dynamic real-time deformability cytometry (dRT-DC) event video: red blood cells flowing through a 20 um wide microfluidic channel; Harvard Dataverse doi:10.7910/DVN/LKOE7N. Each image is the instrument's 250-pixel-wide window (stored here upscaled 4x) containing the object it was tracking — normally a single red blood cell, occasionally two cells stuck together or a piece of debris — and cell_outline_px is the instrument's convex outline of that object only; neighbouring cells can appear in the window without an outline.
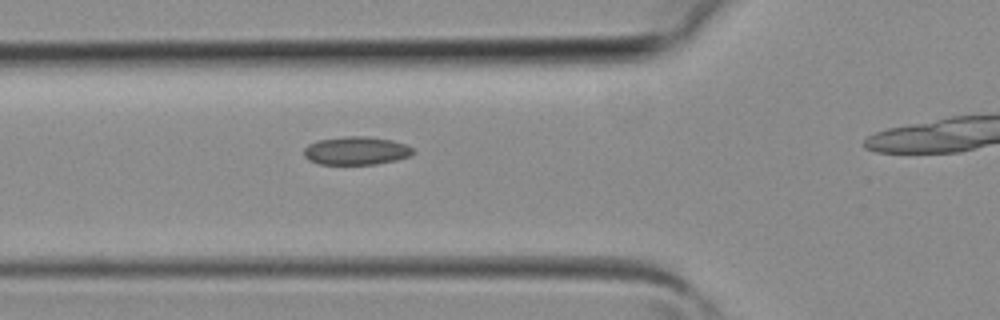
{"species": "common noctule bat (a hibernating species)", "species_latin": "Nyctalus noctula", "temperature_condition": "room temperature", "stored_images_in_passage": 20, "camera_frame_rate_fps": 3000, "um_per_image_px": 0.085, "animal": {"sex": "female", "body_mass_g": 19.3, "forearm_length_mm": 54.1}, "frame": {"image": 1, "passage_image": 2, "time_ms": 0.333, "image_size_px": [1000, 320], "cell_outline_px": [[416, 152], [408, 156], [396, 160], [376, 164], [320, 164], [308, 160], [304, 156], [304, 148], [308, 144], [316, 140], [344, 136], [364, 136], [392, 140], [404, 144], [412, 148]], "centroid_in_image_um": [30.24, 12.81], "position_along_channel_um": 95.6, "area_um2": 17.98}}
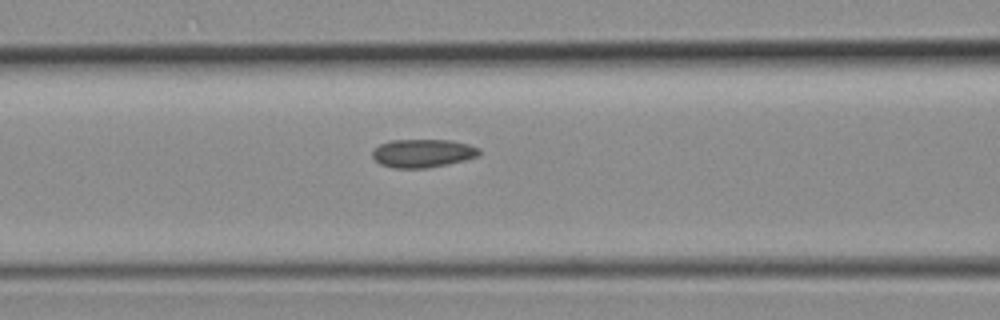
{"frame": {"image": 2, "passage_image": 4, "time_ms": 1.0, "image_size_px": [1000, 320], "cell_outline_px": [[480, 156], [448, 164], [428, 168], [392, 168], [380, 164], [372, 156], [372, 152], [380, 144], [392, 140], [448, 140], [468, 144], [480, 148]], "centroid_in_image_um": [35.95, 13.03], "position_along_channel_um": 130.6, "area_um2": 17.63}}